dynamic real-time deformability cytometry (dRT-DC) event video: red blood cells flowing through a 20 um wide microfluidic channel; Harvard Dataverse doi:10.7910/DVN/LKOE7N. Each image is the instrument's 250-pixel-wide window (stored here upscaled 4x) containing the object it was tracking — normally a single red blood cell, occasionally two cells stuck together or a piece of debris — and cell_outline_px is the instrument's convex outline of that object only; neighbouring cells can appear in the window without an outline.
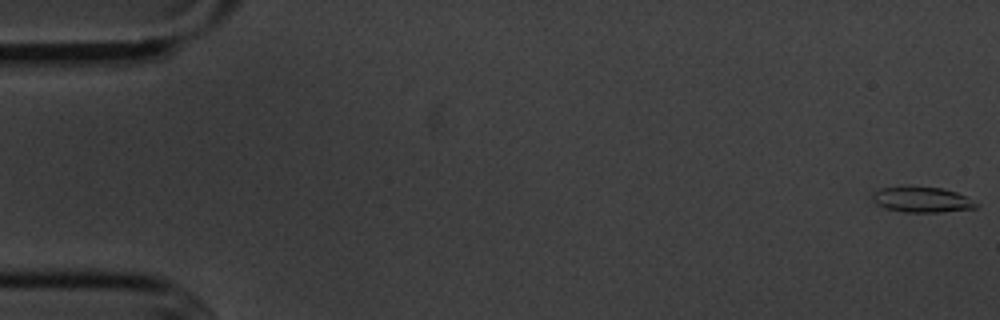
{"species": "common noctule bat (a hibernating species)", "species_latin": "Nyctalus noctula", "temperature_condition": "cold", "stored_images_in_passage": 56, "camera_frame_rate_fps": 3000, "um_per_image_px": 0.085, "animal": {"sex": "male", "body_mass_g": 20.1, "forearm_length_mm": 53.5}, "frame": {"image": 1, "passage_image": 1, "time_ms": 0.0, "image_size_px": [1000, 320], "cell_outline_px": [[980, 204], [976, 208], [940, 212], [904, 212], [884, 208], [876, 204], [872, 200], [872, 192], [880, 188], [908, 184], [940, 188], [956, 192]], "centroid_in_image_um": [78.29, 16.94], "position_along_channel_um": 6.7, "area_um2": 15.9}}
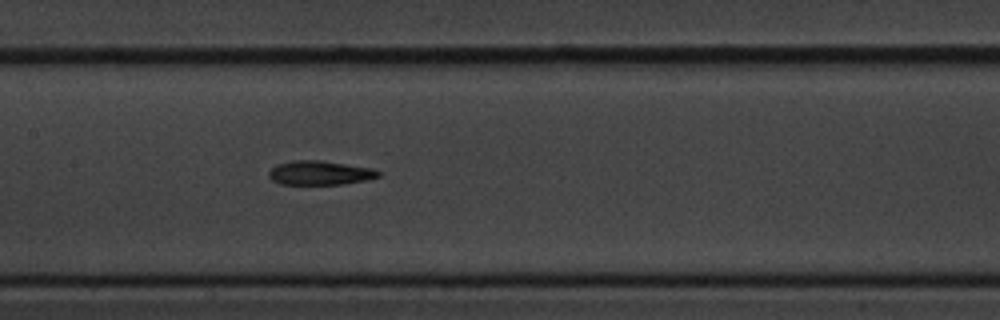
{"frame": {"image": 2, "passage_image": 27, "time_ms": 8.667, "image_size_px": [1000, 320], "cell_outline_px": [[380, 176], [368, 180], [344, 184], [280, 184], [272, 180], [268, 176], [268, 172], [276, 164], [292, 160], [320, 160], [372, 168], [380, 172]], "centroid_in_image_um": [27.18, 14.69], "position_along_channel_um": 180.2, "area_um2": 15.49}}
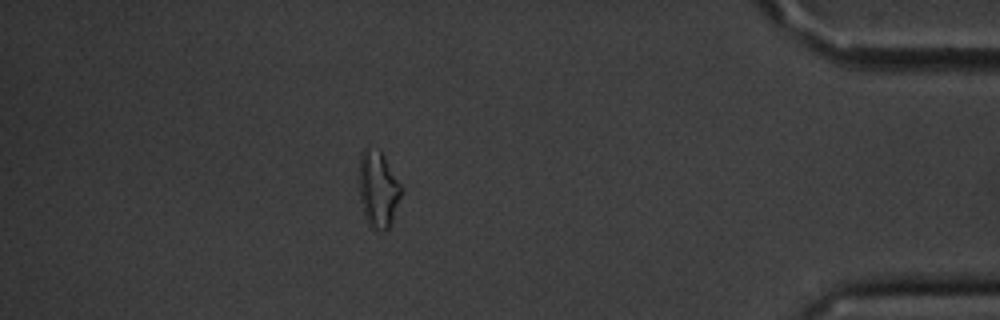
{"frame": {"image": 3, "passage_image": 49, "time_ms": 16.0, "image_size_px": [1000, 320], "cell_outline_px": [[404, 192], [388, 228], [384, 232], [372, 228], [368, 224], [364, 216], [356, 180], [360, 152], [368, 144], [380, 152], [384, 156], [404, 188]], "centroid_in_image_um": [32.11, 16.03], "position_along_channel_um": 403.1, "area_um2": 19.71}, "authors_computed_cell_mechanics": {"area_um2": 15.7216, "velocity_mm_per_s": 3.6214, "shape_relaxation_time_tau1_ms": 6.4569, "shape_relaxation_time_tau2_ms": 7.2263, "deformation_change_tau1": 0.1431, "deformation_change_tau2": 0.18}}